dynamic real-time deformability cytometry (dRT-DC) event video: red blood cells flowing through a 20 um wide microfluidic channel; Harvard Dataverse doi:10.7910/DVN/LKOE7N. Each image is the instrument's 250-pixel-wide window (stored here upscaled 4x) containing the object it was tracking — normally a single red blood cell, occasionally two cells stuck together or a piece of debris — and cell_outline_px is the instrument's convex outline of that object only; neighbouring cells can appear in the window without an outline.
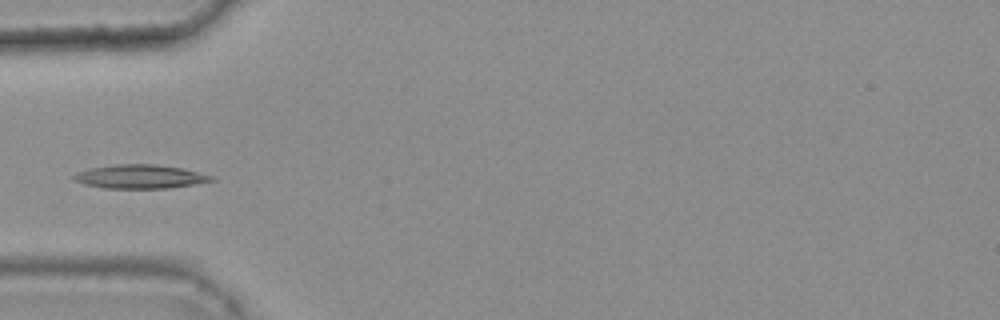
{"species": "common noctule bat (a hibernating species)", "species_latin": "Nyctalus noctula", "temperature_condition": "warm", "stored_images_in_passage": 28, "camera_frame_rate_fps": 3000, "um_per_image_px": 0.085, "animal": {"sex": "female", "body_mass_g": 25.1}, "frame": {"image": 1, "passage_image": 1, "time_ms": 0.0, "image_size_px": [1000, 320], "cell_outline_px": [[216, 180], [168, 188], [104, 188], [84, 184], [72, 180], [72, 176], [88, 168], [116, 164], [156, 164], [180, 168], [212, 176]], "centroid_in_image_um": [11.85, 15.01], "position_along_channel_um": 73.2, "area_um2": 18.84}}
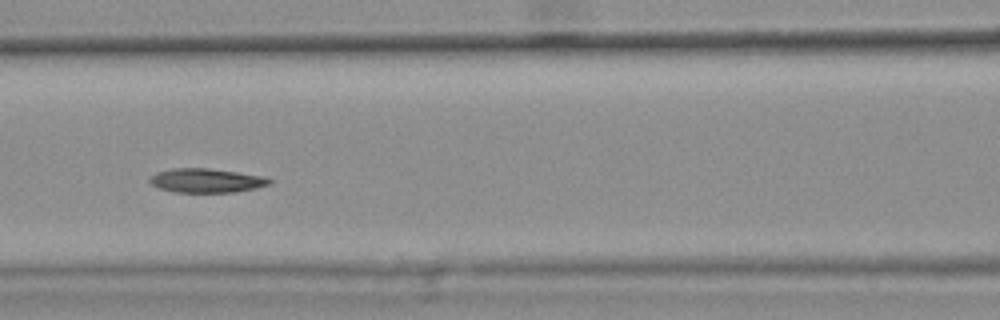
{"frame": {"image": 2, "passage_image": 7, "time_ms": 2.0, "image_size_px": [1000, 320], "cell_outline_px": [[272, 184], [256, 188], [236, 192], [172, 192], [160, 188], [152, 184], [148, 180], [156, 172], [172, 168], [208, 168], [264, 176], [272, 180]], "centroid_in_image_um": [17.56, 15.35], "position_along_channel_um": 149.0, "area_um2": 16.82}}
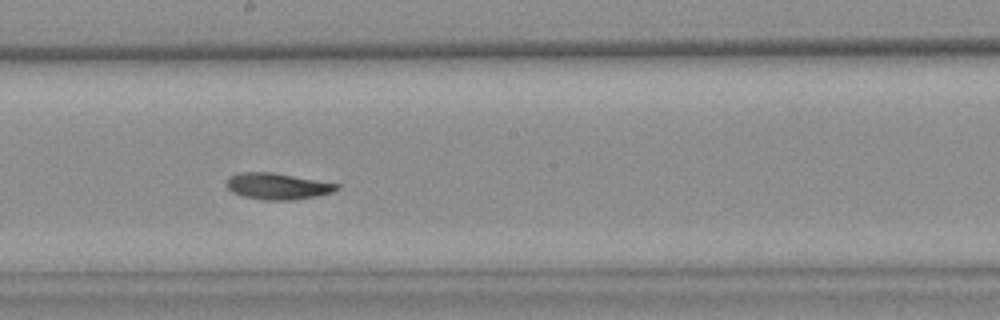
{"frame": {"image": 3, "passage_image": 13, "time_ms": 4.0, "image_size_px": [1000, 320], "cell_outline_px": [[340, 188], [332, 192], [316, 196], [292, 200], [260, 200], [244, 196], [232, 192], [228, 188], [228, 176], [240, 172], [272, 172], [340, 184]], "centroid_in_image_um": [23.6, 15.83], "position_along_channel_um": 224.6, "area_um2": 16.88}}